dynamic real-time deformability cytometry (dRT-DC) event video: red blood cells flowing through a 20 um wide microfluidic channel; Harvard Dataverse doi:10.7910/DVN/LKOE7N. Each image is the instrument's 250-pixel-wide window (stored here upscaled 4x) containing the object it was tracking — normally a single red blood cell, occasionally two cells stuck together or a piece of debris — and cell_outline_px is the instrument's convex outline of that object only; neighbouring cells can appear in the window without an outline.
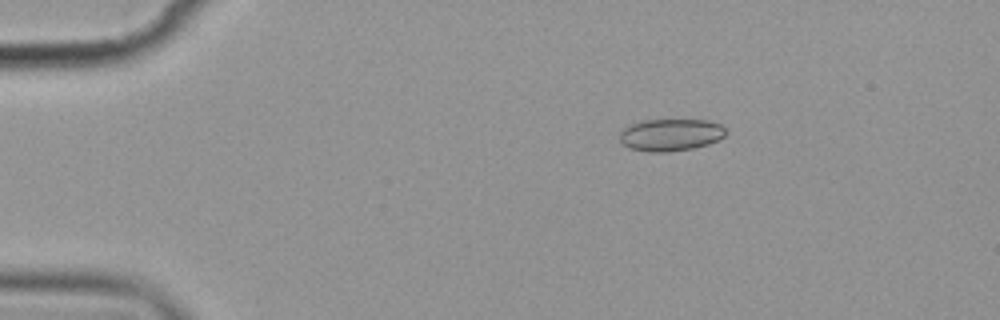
{"species": "common noctule bat (a hibernating species)", "species_latin": "Nyctalus noctula", "temperature_condition": "cold", "stored_images_in_passage": 8, "camera_frame_rate_fps": 3000, "um_per_image_px": 0.085, "animal": {"sex": "female", "body_mass_g": 19.9}, "frame": {"image": 1, "passage_image": 3, "time_ms": 2.333, "image_size_px": [1000, 320], "cell_outline_px": [[728, 132], [724, 136], [708, 144], [692, 148], [668, 152], [648, 152], [628, 148], [620, 140], [620, 132], [624, 128], [632, 124], [644, 120], [708, 120], [720, 124]], "centroid_in_image_um": [57.0, 11.46], "position_along_channel_um": 28.0, "area_um2": 19.83}}
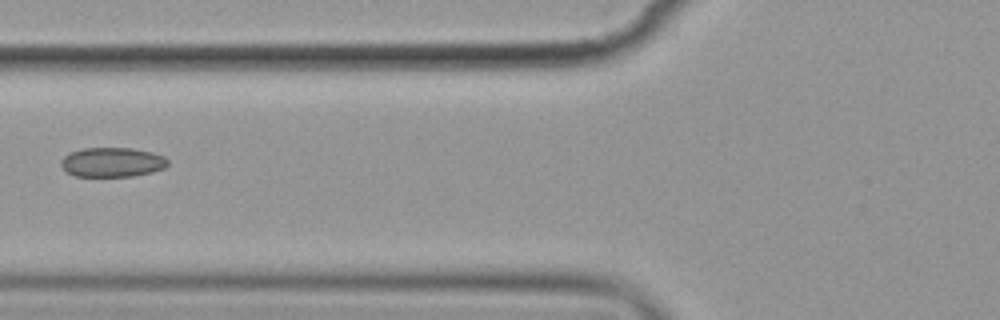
{"frame": {"image": 2, "passage_image": 6, "time_ms": 6.667, "image_size_px": [1000, 320], "cell_outline_px": [[168, 164], [164, 168], [152, 172], [132, 176], [76, 176], [68, 172], [60, 164], [60, 160], [68, 152], [84, 148], [132, 148], [152, 152], [164, 156], [168, 160]], "centroid_in_image_um": [9.54, 13.78], "position_along_channel_um": 116.3, "area_um2": 18.38}}
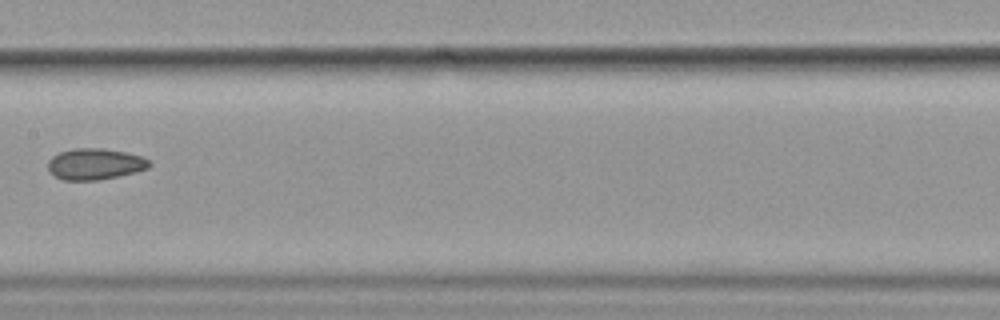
{"frame": {"image": 3, "passage_image": 8, "time_ms": 9.0, "image_size_px": [1000, 320], "cell_outline_px": [[152, 164], [148, 168], [136, 172], [100, 180], [64, 180], [56, 176], [48, 168], [48, 160], [52, 156], [60, 152], [76, 148], [104, 148], [144, 156]], "centroid_in_image_um": [8.1, 13.94], "position_along_channel_um": 199.3, "area_um2": 18.44}}